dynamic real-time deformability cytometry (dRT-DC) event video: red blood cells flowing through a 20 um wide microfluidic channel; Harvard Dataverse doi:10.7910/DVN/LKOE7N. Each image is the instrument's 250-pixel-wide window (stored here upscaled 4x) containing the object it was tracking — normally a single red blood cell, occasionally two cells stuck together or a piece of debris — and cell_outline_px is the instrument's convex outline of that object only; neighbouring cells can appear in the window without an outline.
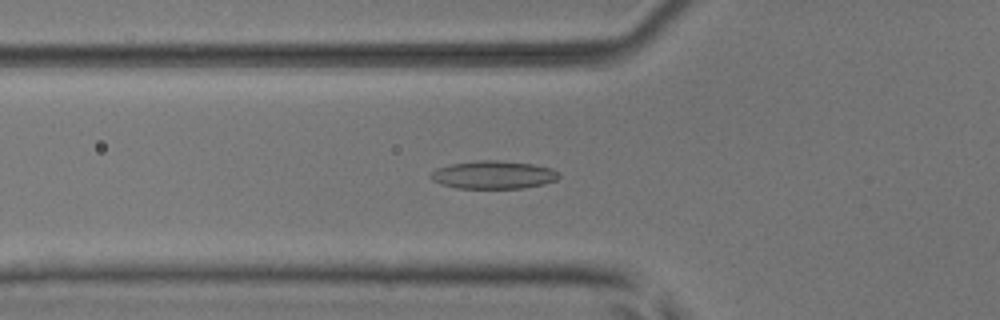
{"species": "common noctule bat (a hibernating species)", "species_latin": "Nyctalus noctula", "temperature_condition": "room temperature", "stored_images_in_passage": 52, "camera_frame_rate_fps": 3000, "um_per_image_px": 0.085, "animal": {"sex": "male", "body_mass_g": 17.9, "forearm_length_mm": 54.2}, "frame": {"image": 1, "passage_image": 19, "time_ms": 6.0, "image_size_px": [1000, 320], "cell_outline_px": [[560, 176], [556, 180], [524, 188], [456, 188], [440, 184], [432, 180], [428, 176], [436, 168], [448, 164], [480, 160], [496, 160], [532, 164], [552, 168]], "centroid_in_image_um": [41.87, 14.86], "position_along_channel_um": 83.9, "area_um2": 20.87}}
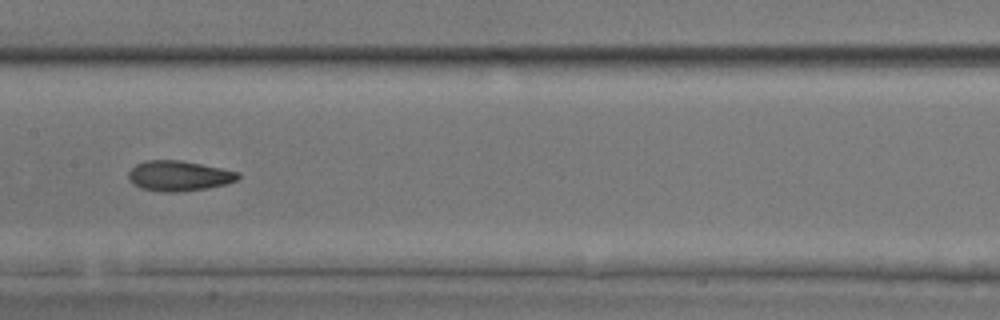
{"frame": {"image": 2, "passage_image": 27, "time_ms": 8.667, "image_size_px": [1000, 320], "cell_outline_px": [[240, 176], [236, 180], [228, 184], [208, 188], [180, 192], [164, 192], [140, 188], [132, 184], [128, 180], [128, 172], [136, 164], [144, 160], [180, 160], [240, 172]], "centroid_in_image_um": [15.18, 14.95], "position_along_channel_um": 192.2, "area_um2": 19.48}}
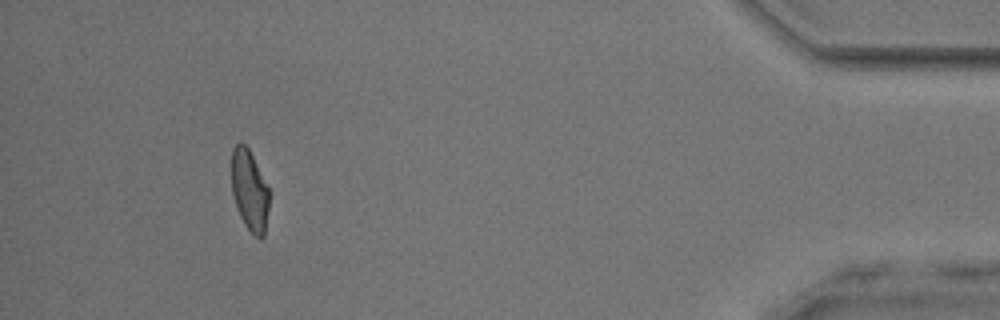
{"frame": {"image": 3, "passage_image": 48, "time_ms": 15.667, "image_size_px": [1000, 320], "cell_outline_px": [[268, 208], [264, 236], [260, 240], [244, 224], [240, 216], [232, 192], [232, 148], [240, 140], [248, 148], [268, 188]], "centroid_in_image_um": [21.19, 16.18], "position_along_channel_um": 414.0, "area_um2": 17.34}, "authors_computed_cell_mechanics": {"area_um2": 19.3052, "velocity_mm_per_s": 4.0561, "shape_relaxation_time_tau1_ms": 8.1986, "shape_relaxation_time_tau2_ms": 2.0289, "deformation_change_tau1": 0.2159, "deformation_change_tau2": 0.0823}}